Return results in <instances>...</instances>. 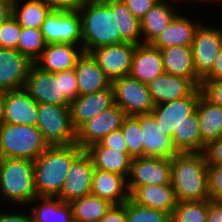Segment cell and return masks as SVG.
<instances>
[{
    "instance_id": "44",
    "label": "cell",
    "mask_w": 222,
    "mask_h": 222,
    "mask_svg": "<svg viewBox=\"0 0 222 222\" xmlns=\"http://www.w3.org/2000/svg\"><path fill=\"white\" fill-rule=\"evenodd\" d=\"M100 143L104 147H107L113 151L116 150L120 153H128L127 143L121 129L109 133Z\"/></svg>"
},
{
    "instance_id": "6",
    "label": "cell",
    "mask_w": 222,
    "mask_h": 222,
    "mask_svg": "<svg viewBox=\"0 0 222 222\" xmlns=\"http://www.w3.org/2000/svg\"><path fill=\"white\" fill-rule=\"evenodd\" d=\"M36 127L49 146L76 143V131L71 124L69 106L38 103Z\"/></svg>"
},
{
    "instance_id": "34",
    "label": "cell",
    "mask_w": 222,
    "mask_h": 222,
    "mask_svg": "<svg viewBox=\"0 0 222 222\" xmlns=\"http://www.w3.org/2000/svg\"><path fill=\"white\" fill-rule=\"evenodd\" d=\"M73 222H99L113 205L108 200L88 194L70 202Z\"/></svg>"
},
{
    "instance_id": "38",
    "label": "cell",
    "mask_w": 222,
    "mask_h": 222,
    "mask_svg": "<svg viewBox=\"0 0 222 222\" xmlns=\"http://www.w3.org/2000/svg\"><path fill=\"white\" fill-rule=\"evenodd\" d=\"M127 143L128 154L132 158L144 157L142 131L139 124V115L127 116L120 128Z\"/></svg>"
},
{
    "instance_id": "41",
    "label": "cell",
    "mask_w": 222,
    "mask_h": 222,
    "mask_svg": "<svg viewBox=\"0 0 222 222\" xmlns=\"http://www.w3.org/2000/svg\"><path fill=\"white\" fill-rule=\"evenodd\" d=\"M209 199L222 201V165H207Z\"/></svg>"
},
{
    "instance_id": "3",
    "label": "cell",
    "mask_w": 222,
    "mask_h": 222,
    "mask_svg": "<svg viewBox=\"0 0 222 222\" xmlns=\"http://www.w3.org/2000/svg\"><path fill=\"white\" fill-rule=\"evenodd\" d=\"M78 11L83 52L90 53L101 46L121 43L113 10L104 0H84Z\"/></svg>"
},
{
    "instance_id": "18",
    "label": "cell",
    "mask_w": 222,
    "mask_h": 222,
    "mask_svg": "<svg viewBox=\"0 0 222 222\" xmlns=\"http://www.w3.org/2000/svg\"><path fill=\"white\" fill-rule=\"evenodd\" d=\"M33 64L18 50L0 48V89L7 92L23 88Z\"/></svg>"
},
{
    "instance_id": "23",
    "label": "cell",
    "mask_w": 222,
    "mask_h": 222,
    "mask_svg": "<svg viewBox=\"0 0 222 222\" xmlns=\"http://www.w3.org/2000/svg\"><path fill=\"white\" fill-rule=\"evenodd\" d=\"M162 73L164 68L160 49L151 44L136 45L129 75L148 84Z\"/></svg>"
},
{
    "instance_id": "1",
    "label": "cell",
    "mask_w": 222,
    "mask_h": 222,
    "mask_svg": "<svg viewBox=\"0 0 222 222\" xmlns=\"http://www.w3.org/2000/svg\"><path fill=\"white\" fill-rule=\"evenodd\" d=\"M76 143L48 146L34 161L38 197H57L73 161L83 152Z\"/></svg>"
},
{
    "instance_id": "53",
    "label": "cell",
    "mask_w": 222,
    "mask_h": 222,
    "mask_svg": "<svg viewBox=\"0 0 222 222\" xmlns=\"http://www.w3.org/2000/svg\"><path fill=\"white\" fill-rule=\"evenodd\" d=\"M5 94L6 91L0 89V124H2Z\"/></svg>"
},
{
    "instance_id": "14",
    "label": "cell",
    "mask_w": 222,
    "mask_h": 222,
    "mask_svg": "<svg viewBox=\"0 0 222 222\" xmlns=\"http://www.w3.org/2000/svg\"><path fill=\"white\" fill-rule=\"evenodd\" d=\"M135 47V44L123 42L98 47L92 50L90 54L97 61L106 77L112 82L115 79L129 75Z\"/></svg>"
},
{
    "instance_id": "5",
    "label": "cell",
    "mask_w": 222,
    "mask_h": 222,
    "mask_svg": "<svg viewBox=\"0 0 222 222\" xmlns=\"http://www.w3.org/2000/svg\"><path fill=\"white\" fill-rule=\"evenodd\" d=\"M48 146L36 126L0 124V158L34 161Z\"/></svg>"
},
{
    "instance_id": "27",
    "label": "cell",
    "mask_w": 222,
    "mask_h": 222,
    "mask_svg": "<svg viewBox=\"0 0 222 222\" xmlns=\"http://www.w3.org/2000/svg\"><path fill=\"white\" fill-rule=\"evenodd\" d=\"M199 24L178 14L151 45L160 50L175 45L191 47Z\"/></svg>"
},
{
    "instance_id": "43",
    "label": "cell",
    "mask_w": 222,
    "mask_h": 222,
    "mask_svg": "<svg viewBox=\"0 0 222 222\" xmlns=\"http://www.w3.org/2000/svg\"><path fill=\"white\" fill-rule=\"evenodd\" d=\"M62 92L71 102L79 95V89L76 81V72L73 69L61 71Z\"/></svg>"
},
{
    "instance_id": "55",
    "label": "cell",
    "mask_w": 222,
    "mask_h": 222,
    "mask_svg": "<svg viewBox=\"0 0 222 222\" xmlns=\"http://www.w3.org/2000/svg\"><path fill=\"white\" fill-rule=\"evenodd\" d=\"M157 2H160V3H163V1H164V3H165V0H156ZM175 1H177V0H175Z\"/></svg>"
},
{
    "instance_id": "30",
    "label": "cell",
    "mask_w": 222,
    "mask_h": 222,
    "mask_svg": "<svg viewBox=\"0 0 222 222\" xmlns=\"http://www.w3.org/2000/svg\"><path fill=\"white\" fill-rule=\"evenodd\" d=\"M167 1L157 2L140 20L143 44H151L180 13Z\"/></svg>"
},
{
    "instance_id": "16",
    "label": "cell",
    "mask_w": 222,
    "mask_h": 222,
    "mask_svg": "<svg viewBox=\"0 0 222 222\" xmlns=\"http://www.w3.org/2000/svg\"><path fill=\"white\" fill-rule=\"evenodd\" d=\"M114 105L112 86L92 94L78 95L69 105L72 127L77 131L84 123Z\"/></svg>"
},
{
    "instance_id": "12",
    "label": "cell",
    "mask_w": 222,
    "mask_h": 222,
    "mask_svg": "<svg viewBox=\"0 0 222 222\" xmlns=\"http://www.w3.org/2000/svg\"><path fill=\"white\" fill-rule=\"evenodd\" d=\"M222 47V30L200 23L192 42V55L197 75L203 79L213 68Z\"/></svg>"
},
{
    "instance_id": "15",
    "label": "cell",
    "mask_w": 222,
    "mask_h": 222,
    "mask_svg": "<svg viewBox=\"0 0 222 222\" xmlns=\"http://www.w3.org/2000/svg\"><path fill=\"white\" fill-rule=\"evenodd\" d=\"M93 173L92 160L84 150L73 161L57 198L70 203L72 200L91 194Z\"/></svg>"
},
{
    "instance_id": "9",
    "label": "cell",
    "mask_w": 222,
    "mask_h": 222,
    "mask_svg": "<svg viewBox=\"0 0 222 222\" xmlns=\"http://www.w3.org/2000/svg\"><path fill=\"white\" fill-rule=\"evenodd\" d=\"M24 88L37 103L69 106L70 101L62 92L61 71L50 73L34 64L30 67Z\"/></svg>"
},
{
    "instance_id": "39",
    "label": "cell",
    "mask_w": 222,
    "mask_h": 222,
    "mask_svg": "<svg viewBox=\"0 0 222 222\" xmlns=\"http://www.w3.org/2000/svg\"><path fill=\"white\" fill-rule=\"evenodd\" d=\"M125 222H171V215L138 205L129 198L126 201Z\"/></svg>"
},
{
    "instance_id": "20",
    "label": "cell",
    "mask_w": 222,
    "mask_h": 222,
    "mask_svg": "<svg viewBox=\"0 0 222 222\" xmlns=\"http://www.w3.org/2000/svg\"><path fill=\"white\" fill-rule=\"evenodd\" d=\"M129 198L138 205L172 215L177 199L171 184L127 187Z\"/></svg>"
},
{
    "instance_id": "7",
    "label": "cell",
    "mask_w": 222,
    "mask_h": 222,
    "mask_svg": "<svg viewBox=\"0 0 222 222\" xmlns=\"http://www.w3.org/2000/svg\"><path fill=\"white\" fill-rule=\"evenodd\" d=\"M46 44H75L82 48L81 16L78 10H51L42 26Z\"/></svg>"
},
{
    "instance_id": "19",
    "label": "cell",
    "mask_w": 222,
    "mask_h": 222,
    "mask_svg": "<svg viewBox=\"0 0 222 222\" xmlns=\"http://www.w3.org/2000/svg\"><path fill=\"white\" fill-rule=\"evenodd\" d=\"M139 124L142 131L144 157L172 158L180 152L172 137L165 135L151 113L140 114Z\"/></svg>"
},
{
    "instance_id": "8",
    "label": "cell",
    "mask_w": 222,
    "mask_h": 222,
    "mask_svg": "<svg viewBox=\"0 0 222 222\" xmlns=\"http://www.w3.org/2000/svg\"><path fill=\"white\" fill-rule=\"evenodd\" d=\"M111 86L115 105H118L127 116L149 114L154 108L147 84L130 75L115 79Z\"/></svg>"
},
{
    "instance_id": "35",
    "label": "cell",
    "mask_w": 222,
    "mask_h": 222,
    "mask_svg": "<svg viewBox=\"0 0 222 222\" xmlns=\"http://www.w3.org/2000/svg\"><path fill=\"white\" fill-rule=\"evenodd\" d=\"M172 140L180 153L201 152L200 124L196 111L174 130Z\"/></svg>"
},
{
    "instance_id": "52",
    "label": "cell",
    "mask_w": 222,
    "mask_h": 222,
    "mask_svg": "<svg viewBox=\"0 0 222 222\" xmlns=\"http://www.w3.org/2000/svg\"><path fill=\"white\" fill-rule=\"evenodd\" d=\"M12 13V0H0V25Z\"/></svg>"
},
{
    "instance_id": "32",
    "label": "cell",
    "mask_w": 222,
    "mask_h": 222,
    "mask_svg": "<svg viewBox=\"0 0 222 222\" xmlns=\"http://www.w3.org/2000/svg\"><path fill=\"white\" fill-rule=\"evenodd\" d=\"M36 201L37 203L39 201L41 205L32 209L33 222H73L70 203L57 197H37L32 202Z\"/></svg>"
},
{
    "instance_id": "2",
    "label": "cell",
    "mask_w": 222,
    "mask_h": 222,
    "mask_svg": "<svg viewBox=\"0 0 222 222\" xmlns=\"http://www.w3.org/2000/svg\"><path fill=\"white\" fill-rule=\"evenodd\" d=\"M204 152L179 153L171 158V185L178 202L209 199Z\"/></svg>"
},
{
    "instance_id": "48",
    "label": "cell",
    "mask_w": 222,
    "mask_h": 222,
    "mask_svg": "<svg viewBox=\"0 0 222 222\" xmlns=\"http://www.w3.org/2000/svg\"><path fill=\"white\" fill-rule=\"evenodd\" d=\"M52 10H78L84 0H44Z\"/></svg>"
},
{
    "instance_id": "4",
    "label": "cell",
    "mask_w": 222,
    "mask_h": 222,
    "mask_svg": "<svg viewBox=\"0 0 222 222\" xmlns=\"http://www.w3.org/2000/svg\"><path fill=\"white\" fill-rule=\"evenodd\" d=\"M0 194L12 203L31 204L38 197L33 161L0 158Z\"/></svg>"
},
{
    "instance_id": "29",
    "label": "cell",
    "mask_w": 222,
    "mask_h": 222,
    "mask_svg": "<svg viewBox=\"0 0 222 222\" xmlns=\"http://www.w3.org/2000/svg\"><path fill=\"white\" fill-rule=\"evenodd\" d=\"M201 133V152L222 136V108L209 102L202 94L196 109Z\"/></svg>"
},
{
    "instance_id": "24",
    "label": "cell",
    "mask_w": 222,
    "mask_h": 222,
    "mask_svg": "<svg viewBox=\"0 0 222 222\" xmlns=\"http://www.w3.org/2000/svg\"><path fill=\"white\" fill-rule=\"evenodd\" d=\"M160 51L165 73L184 77L196 87L201 86L202 79L196 73L191 47L175 45Z\"/></svg>"
},
{
    "instance_id": "26",
    "label": "cell",
    "mask_w": 222,
    "mask_h": 222,
    "mask_svg": "<svg viewBox=\"0 0 222 222\" xmlns=\"http://www.w3.org/2000/svg\"><path fill=\"white\" fill-rule=\"evenodd\" d=\"M91 194L106 199L113 205L124 204L129 199L126 178L94 168Z\"/></svg>"
},
{
    "instance_id": "46",
    "label": "cell",
    "mask_w": 222,
    "mask_h": 222,
    "mask_svg": "<svg viewBox=\"0 0 222 222\" xmlns=\"http://www.w3.org/2000/svg\"><path fill=\"white\" fill-rule=\"evenodd\" d=\"M204 154L208 165H222V136L210 142L206 146Z\"/></svg>"
},
{
    "instance_id": "51",
    "label": "cell",
    "mask_w": 222,
    "mask_h": 222,
    "mask_svg": "<svg viewBox=\"0 0 222 222\" xmlns=\"http://www.w3.org/2000/svg\"><path fill=\"white\" fill-rule=\"evenodd\" d=\"M0 222H33L32 216L21 214L0 213Z\"/></svg>"
},
{
    "instance_id": "42",
    "label": "cell",
    "mask_w": 222,
    "mask_h": 222,
    "mask_svg": "<svg viewBox=\"0 0 222 222\" xmlns=\"http://www.w3.org/2000/svg\"><path fill=\"white\" fill-rule=\"evenodd\" d=\"M200 89L209 102L222 108V79L202 80Z\"/></svg>"
},
{
    "instance_id": "33",
    "label": "cell",
    "mask_w": 222,
    "mask_h": 222,
    "mask_svg": "<svg viewBox=\"0 0 222 222\" xmlns=\"http://www.w3.org/2000/svg\"><path fill=\"white\" fill-rule=\"evenodd\" d=\"M20 0H12V16L21 27L41 29L52 10L44 0H27L23 5Z\"/></svg>"
},
{
    "instance_id": "17",
    "label": "cell",
    "mask_w": 222,
    "mask_h": 222,
    "mask_svg": "<svg viewBox=\"0 0 222 222\" xmlns=\"http://www.w3.org/2000/svg\"><path fill=\"white\" fill-rule=\"evenodd\" d=\"M37 119L38 103L24 87L6 92L2 123L36 126Z\"/></svg>"
},
{
    "instance_id": "54",
    "label": "cell",
    "mask_w": 222,
    "mask_h": 222,
    "mask_svg": "<svg viewBox=\"0 0 222 222\" xmlns=\"http://www.w3.org/2000/svg\"><path fill=\"white\" fill-rule=\"evenodd\" d=\"M197 1H198V2H199V1H201V2H202V1H203V2H206V1L210 2V1H214V0H197Z\"/></svg>"
},
{
    "instance_id": "28",
    "label": "cell",
    "mask_w": 222,
    "mask_h": 222,
    "mask_svg": "<svg viewBox=\"0 0 222 222\" xmlns=\"http://www.w3.org/2000/svg\"><path fill=\"white\" fill-rule=\"evenodd\" d=\"M90 156L95 169L122 175L127 179L132 157L128 153H120L104 147L100 142L94 143L85 149Z\"/></svg>"
},
{
    "instance_id": "31",
    "label": "cell",
    "mask_w": 222,
    "mask_h": 222,
    "mask_svg": "<svg viewBox=\"0 0 222 222\" xmlns=\"http://www.w3.org/2000/svg\"><path fill=\"white\" fill-rule=\"evenodd\" d=\"M113 10L121 43L143 44L140 20L127 8L123 0H104ZM141 37V38H140ZM139 40H142L141 42Z\"/></svg>"
},
{
    "instance_id": "13",
    "label": "cell",
    "mask_w": 222,
    "mask_h": 222,
    "mask_svg": "<svg viewBox=\"0 0 222 222\" xmlns=\"http://www.w3.org/2000/svg\"><path fill=\"white\" fill-rule=\"evenodd\" d=\"M126 117L118 105L104 110L76 131V144L85 150L90 145L101 142L109 133L120 129Z\"/></svg>"
},
{
    "instance_id": "37",
    "label": "cell",
    "mask_w": 222,
    "mask_h": 222,
    "mask_svg": "<svg viewBox=\"0 0 222 222\" xmlns=\"http://www.w3.org/2000/svg\"><path fill=\"white\" fill-rule=\"evenodd\" d=\"M171 222H207V200L177 202Z\"/></svg>"
},
{
    "instance_id": "22",
    "label": "cell",
    "mask_w": 222,
    "mask_h": 222,
    "mask_svg": "<svg viewBox=\"0 0 222 222\" xmlns=\"http://www.w3.org/2000/svg\"><path fill=\"white\" fill-rule=\"evenodd\" d=\"M154 105L189 96L197 87L184 77L162 73L147 84Z\"/></svg>"
},
{
    "instance_id": "40",
    "label": "cell",
    "mask_w": 222,
    "mask_h": 222,
    "mask_svg": "<svg viewBox=\"0 0 222 222\" xmlns=\"http://www.w3.org/2000/svg\"><path fill=\"white\" fill-rule=\"evenodd\" d=\"M21 33V26L12 14L0 25V48L15 49Z\"/></svg>"
},
{
    "instance_id": "45",
    "label": "cell",
    "mask_w": 222,
    "mask_h": 222,
    "mask_svg": "<svg viewBox=\"0 0 222 222\" xmlns=\"http://www.w3.org/2000/svg\"><path fill=\"white\" fill-rule=\"evenodd\" d=\"M123 2L139 20L157 3L156 0H123Z\"/></svg>"
},
{
    "instance_id": "50",
    "label": "cell",
    "mask_w": 222,
    "mask_h": 222,
    "mask_svg": "<svg viewBox=\"0 0 222 222\" xmlns=\"http://www.w3.org/2000/svg\"><path fill=\"white\" fill-rule=\"evenodd\" d=\"M222 79V47L215 60L211 71L202 80H221Z\"/></svg>"
},
{
    "instance_id": "36",
    "label": "cell",
    "mask_w": 222,
    "mask_h": 222,
    "mask_svg": "<svg viewBox=\"0 0 222 222\" xmlns=\"http://www.w3.org/2000/svg\"><path fill=\"white\" fill-rule=\"evenodd\" d=\"M41 29L21 27L17 50L33 63L46 47Z\"/></svg>"
},
{
    "instance_id": "11",
    "label": "cell",
    "mask_w": 222,
    "mask_h": 222,
    "mask_svg": "<svg viewBox=\"0 0 222 222\" xmlns=\"http://www.w3.org/2000/svg\"><path fill=\"white\" fill-rule=\"evenodd\" d=\"M127 178H129L126 179L127 187L171 184V159L161 157L132 158Z\"/></svg>"
},
{
    "instance_id": "49",
    "label": "cell",
    "mask_w": 222,
    "mask_h": 222,
    "mask_svg": "<svg viewBox=\"0 0 222 222\" xmlns=\"http://www.w3.org/2000/svg\"><path fill=\"white\" fill-rule=\"evenodd\" d=\"M207 222H222V201L207 199Z\"/></svg>"
},
{
    "instance_id": "21",
    "label": "cell",
    "mask_w": 222,
    "mask_h": 222,
    "mask_svg": "<svg viewBox=\"0 0 222 222\" xmlns=\"http://www.w3.org/2000/svg\"><path fill=\"white\" fill-rule=\"evenodd\" d=\"M82 54L83 49L75 44H47L34 65L50 73L70 70L75 68L77 59Z\"/></svg>"
},
{
    "instance_id": "25",
    "label": "cell",
    "mask_w": 222,
    "mask_h": 222,
    "mask_svg": "<svg viewBox=\"0 0 222 222\" xmlns=\"http://www.w3.org/2000/svg\"><path fill=\"white\" fill-rule=\"evenodd\" d=\"M74 70L79 95L92 94L111 86V81L90 53L83 52L77 59Z\"/></svg>"
},
{
    "instance_id": "10",
    "label": "cell",
    "mask_w": 222,
    "mask_h": 222,
    "mask_svg": "<svg viewBox=\"0 0 222 222\" xmlns=\"http://www.w3.org/2000/svg\"><path fill=\"white\" fill-rule=\"evenodd\" d=\"M201 94L197 87L189 96L154 105L151 114L165 135L172 137L174 130L196 111Z\"/></svg>"
},
{
    "instance_id": "47",
    "label": "cell",
    "mask_w": 222,
    "mask_h": 222,
    "mask_svg": "<svg viewBox=\"0 0 222 222\" xmlns=\"http://www.w3.org/2000/svg\"><path fill=\"white\" fill-rule=\"evenodd\" d=\"M126 202L121 205H112L99 222H125Z\"/></svg>"
}]
</instances>
